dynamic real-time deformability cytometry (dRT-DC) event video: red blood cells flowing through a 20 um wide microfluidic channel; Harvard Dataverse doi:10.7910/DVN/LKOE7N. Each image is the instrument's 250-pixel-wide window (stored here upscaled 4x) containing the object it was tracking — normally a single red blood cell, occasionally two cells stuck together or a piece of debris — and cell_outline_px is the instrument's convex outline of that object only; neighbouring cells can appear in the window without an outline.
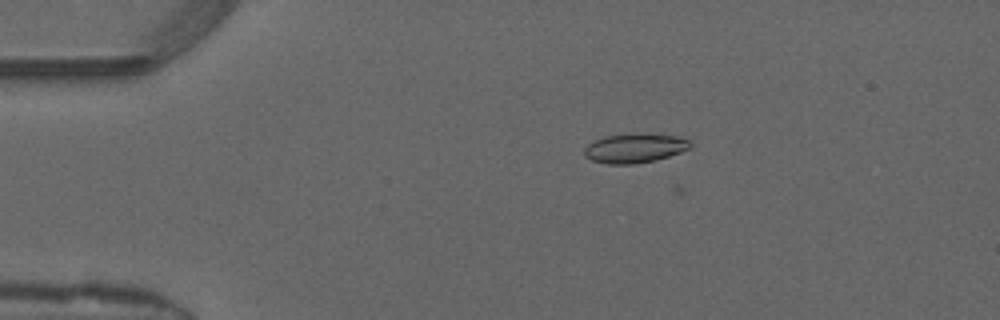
{"species": "common noctule bat (a hibernating species)", "species_latin": "Nyctalus noctula", "temperature_condition": "warm", "stored_images_in_passage": 2, "camera_frame_rate_fps": 3000, "um_per_image_px": 0.085, "animal": {"sex": "male", "forearm_length_mm": 52.5}, "frame": {"image": 1, "passage_image": 1, "time_ms": 0.0, "image_size_px": [1000, 320], "cell_outline_px": [[692, 144], [688, 148], [680, 152], [656, 160], [632, 164], [608, 164], [592, 160], [584, 156], [584, 148], [588, 144], [596, 140], [608, 136], [676, 136], [688, 140]], "centroid_in_image_um": [53.91, 12.65], "position_along_channel_um": 31.1, "area_um2": 17.05}}